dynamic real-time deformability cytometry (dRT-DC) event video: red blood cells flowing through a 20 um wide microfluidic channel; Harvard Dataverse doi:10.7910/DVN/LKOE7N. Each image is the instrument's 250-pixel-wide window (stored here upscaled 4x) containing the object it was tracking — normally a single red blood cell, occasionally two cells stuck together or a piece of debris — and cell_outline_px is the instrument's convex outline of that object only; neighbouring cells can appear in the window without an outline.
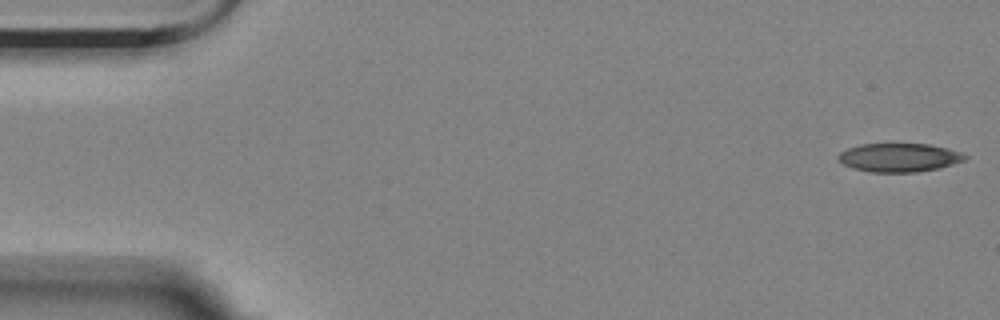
{"species": "Egyptian fruit bat (a non-hibernating species)", "species_latin": "Rousettus aegyptiacus", "temperature_condition": "room temperature", "stored_images_in_passage": 39, "camera_frame_rate_fps": 3000, "um_per_image_px": 0.085, "animal": {"sex": "female"}, "frame": {"image": 1, "passage_image": 1, "time_ms": 0.0, "image_size_px": [1000, 320], "cell_outline_px": [[968, 156], [964, 160], [940, 168], [916, 172], [872, 172], [856, 168], [844, 164], [836, 160], [836, 156], [840, 152], [848, 148], [860, 144], [928, 144], [948, 148], [960, 152]], "centroid_in_image_um": [76.42, 13.38], "position_along_channel_um": 8.6, "area_um2": 21.04}}
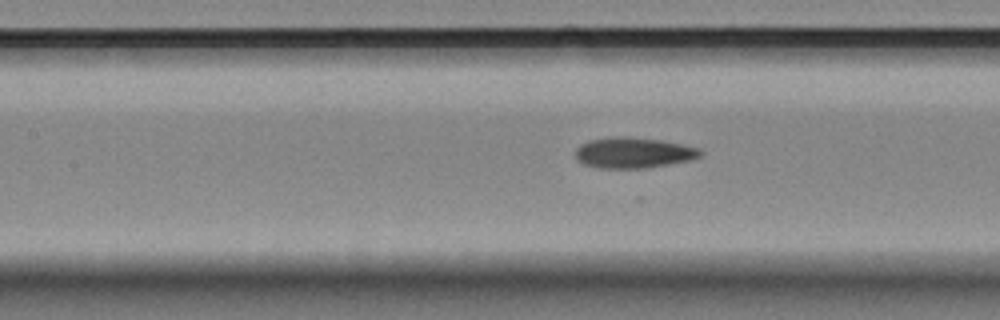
{"frame": {"image": 2, "passage_image": 24, "time_ms": 7.667, "image_size_px": [1000, 320], "cell_outline_px": [[704, 152], [700, 156], [688, 160], [648, 168], [596, 168], [584, 164], [576, 160], [576, 148], [580, 144], [588, 140], [612, 136], [628, 136], [664, 140], [700, 148]], "centroid_in_image_um": [53.82, 12.97], "position_along_channel_um": 153.6, "area_um2": 22.66}}
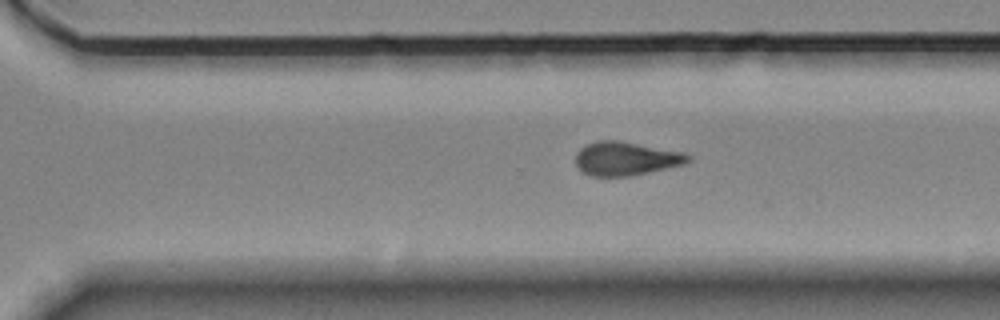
{"frame": {"image": 3, "passage_image": 38, "time_ms": 12.333, "image_size_px": [1000, 320], "cell_outline_px": [[692, 160], [684, 164], [648, 172], [628, 176], [592, 176], [584, 172], [576, 164], [576, 152], [584, 144], [596, 140], [620, 140], [684, 152], [692, 156]], "centroid_in_image_um": [53.21, 13.46], "position_along_channel_um": 317.4, "area_um2": 22.2}}